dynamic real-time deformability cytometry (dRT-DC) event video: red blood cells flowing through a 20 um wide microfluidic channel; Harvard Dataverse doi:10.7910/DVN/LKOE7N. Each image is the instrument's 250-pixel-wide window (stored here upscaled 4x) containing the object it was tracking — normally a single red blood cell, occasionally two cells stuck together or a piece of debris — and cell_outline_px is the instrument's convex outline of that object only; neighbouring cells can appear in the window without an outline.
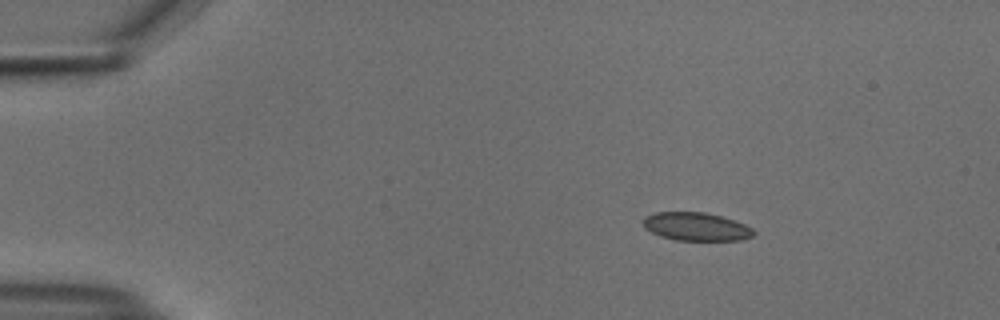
{"species": "common noctule bat (a hibernating species)", "species_latin": "Nyctalus noctula", "temperature_condition": "cold", "stored_images_in_passage": 47, "camera_frame_rate_fps": 3000, "um_per_image_px": 0.085, "animal": {"sex": "male", "body_mass_g": 18.8}, "frame": {"image": 1, "passage_image": 1, "time_ms": 0.0, "image_size_px": [1000, 320], "cell_outline_px": [[756, 232], [752, 236], [740, 240], [676, 240], [660, 236], [644, 228], [644, 216], [656, 212], [704, 212], [720, 216], [744, 224], [752, 228]], "centroid_in_image_um": [59.16, 19.26], "position_along_channel_um": 25.8, "area_um2": 18.03}}
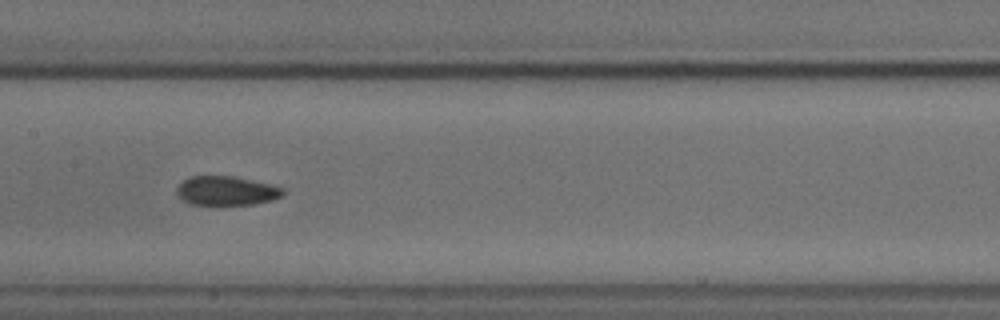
{"frame": {"image": 2, "passage_image": 20, "time_ms": 6.333, "image_size_px": [1000, 320], "cell_outline_px": [[284, 196], [272, 200], [252, 204], [224, 208], [216, 208], [192, 204], [184, 200], [176, 192], [176, 188], [184, 180], [192, 176], [232, 176], [252, 180], [284, 188]], "centroid_in_image_um": [19.25, 16.27], "position_along_channel_um": 188.2, "area_um2": 18.73}}
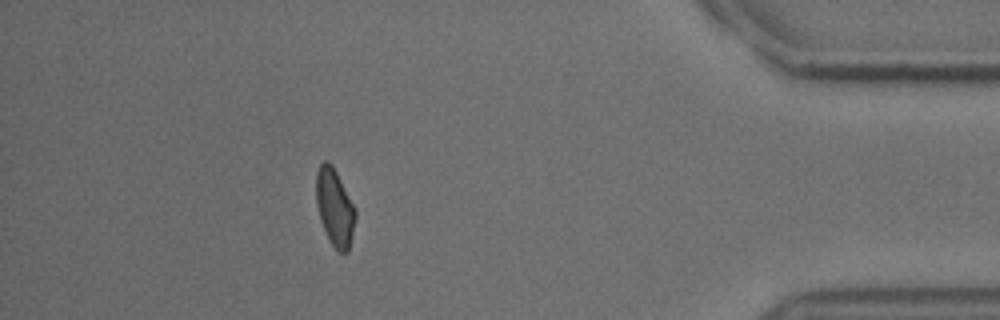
{"frame": {"image": 3, "passage_image": 41, "time_ms": 13.333, "image_size_px": [1000, 320], "cell_outline_px": [[356, 216], [348, 252], [336, 252], [320, 220], [316, 204], [316, 172], [320, 164], [324, 160], [328, 160], [332, 164], [356, 208]], "centroid_in_image_um": [28.45, 17.6], "position_along_channel_um": 406.8, "area_um2": 17.69}, "authors_computed_cell_mechanics": {"area_um2": 18.3804, "velocity_mm_per_s": 3.744, "shape_relaxation_time_tau1_ms": 5.5634, "shape_relaxation_time_tau2_ms": null, "deformation_change_tau1": 0.0874, "deformation_change_tau2": null}}